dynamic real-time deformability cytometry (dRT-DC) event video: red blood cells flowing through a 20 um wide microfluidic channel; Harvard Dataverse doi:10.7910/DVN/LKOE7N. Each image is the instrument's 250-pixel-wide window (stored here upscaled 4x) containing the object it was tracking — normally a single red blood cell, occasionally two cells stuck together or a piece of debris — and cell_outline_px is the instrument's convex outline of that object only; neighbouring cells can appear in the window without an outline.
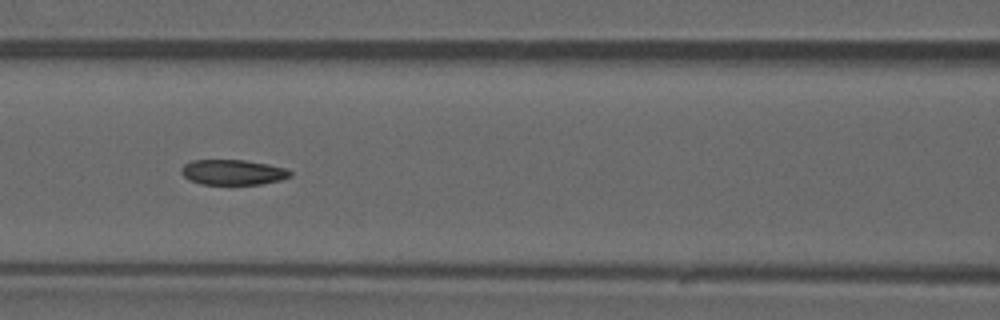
{"species": "common noctule bat (a hibernating species)", "species_latin": "Nyctalus noctula", "temperature_condition": "warm", "stored_images_in_passage": 44, "camera_frame_rate_fps": 3000, "um_per_image_px": 0.085, "animal": {"sex": "male", "forearm_length_mm": 52.5}, "frame": {"image": 1, "passage_image": 19, "time_ms": 6.0, "image_size_px": [1000, 320], "cell_outline_px": [[292, 176], [280, 180], [260, 184], [200, 184], [188, 180], [180, 172], [180, 168], [184, 164], [192, 160], [244, 160], [268, 164], [288, 168], [292, 172]], "centroid_in_image_um": [19.79, 14.64], "position_along_channel_um": 146.8, "area_um2": 16.18}}